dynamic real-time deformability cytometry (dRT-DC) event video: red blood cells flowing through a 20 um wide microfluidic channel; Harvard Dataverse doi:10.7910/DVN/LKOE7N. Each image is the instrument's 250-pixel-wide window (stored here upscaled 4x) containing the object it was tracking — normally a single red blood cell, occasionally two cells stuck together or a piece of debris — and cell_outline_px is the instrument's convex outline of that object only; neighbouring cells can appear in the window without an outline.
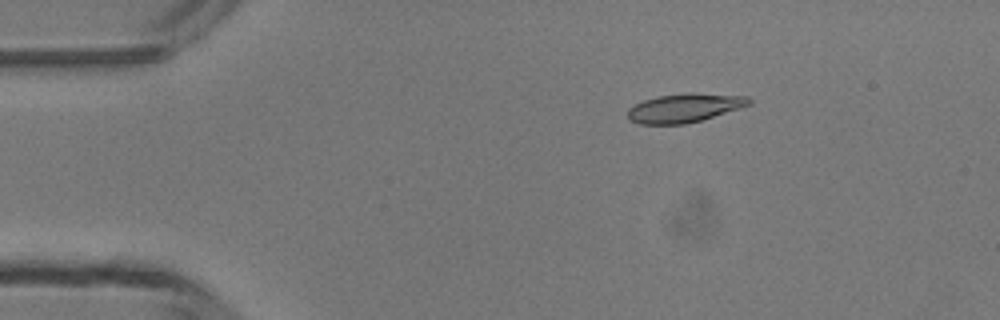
{"species": "common noctule bat (a hibernating species)", "species_latin": "Nyctalus noctula", "temperature_condition": "room temperature", "stored_images_in_passage": 5, "camera_frame_rate_fps": 3000, "um_per_image_px": 0.085, "animal": {"sex": "male", "body_mass_g": 13.3}, "frame": {"image": 1, "passage_image": 2, "time_ms": 1.333, "image_size_px": [1000, 320], "cell_outline_px": [[752, 104], [740, 108], [700, 120], [684, 124], [640, 124], [628, 120], [628, 108], [644, 100], [660, 96], [684, 92], [696, 92], [748, 96], [752, 100]], "centroid_in_image_um": [58.2, 9.16], "position_along_channel_um": 26.8, "area_um2": 20.46}}
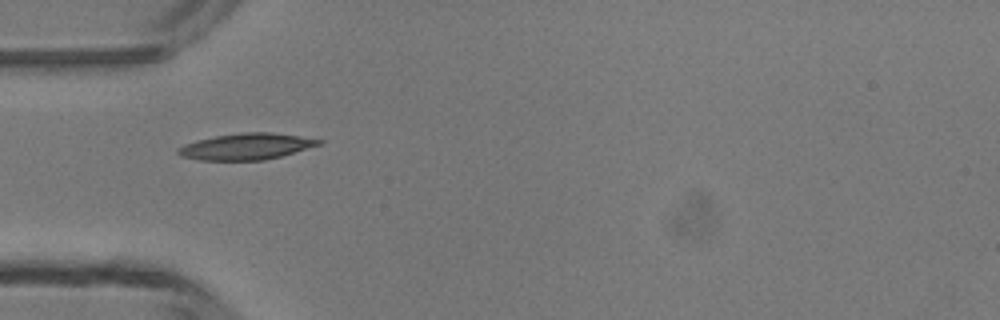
{"frame": {"image": 2, "passage_image": 4, "time_ms": 3.667, "image_size_px": [1000, 320], "cell_outline_px": [[324, 144], [280, 156], [264, 160], [200, 160], [180, 156], [176, 152], [176, 148], [184, 144], [196, 140], [216, 136], [244, 132], [272, 132], [324, 140]], "centroid_in_image_um": [20.93, 12.45], "position_along_channel_um": 64.1, "area_um2": 21.62}}
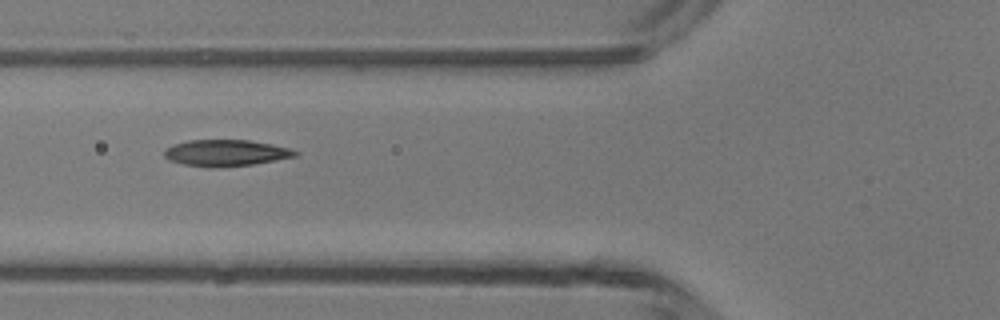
{"frame": {"image": 3, "passage_image": 5, "time_ms": 4.667, "image_size_px": [1000, 320], "cell_outline_px": [[300, 152], [296, 156], [276, 160], [252, 164], [212, 168], [184, 164], [168, 160], [164, 156], [164, 148], [172, 144], [188, 140], [248, 140], [272, 144], [292, 148]], "centroid_in_image_um": [19.19, 12.99], "position_along_channel_um": 106.6, "area_um2": 20.29}}